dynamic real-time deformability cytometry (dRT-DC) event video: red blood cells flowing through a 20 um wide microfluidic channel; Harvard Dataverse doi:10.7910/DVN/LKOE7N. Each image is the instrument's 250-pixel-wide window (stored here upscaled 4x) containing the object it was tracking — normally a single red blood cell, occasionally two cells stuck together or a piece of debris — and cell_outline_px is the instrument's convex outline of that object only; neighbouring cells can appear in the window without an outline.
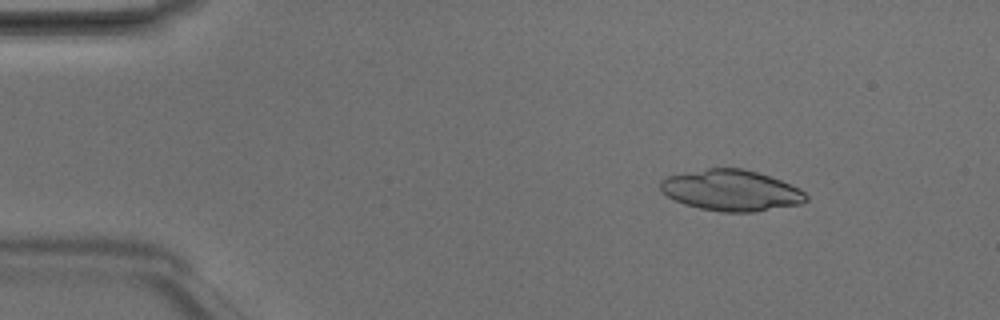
{"species": "Egyptian fruit bat (a non-hibernating species)", "species_latin": "Rousettus aegyptiacus", "temperature_condition": "room temperature", "stored_images_in_passage": 3, "camera_frame_rate_fps": 3000, "um_per_image_px": 0.085, "animal": {"sex": "male"}, "frame": {"image": 1, "passage_image": 1, "time_ms": 0.0, "image_size_px": [1000, 320], "cell_outline_px": [[808, 200], [800, 204], [752, 212], [724, 212], [700, 208], [684, 204], [668, 196], [660, 188], [660, 180], [668, 176], [684, 172], [708, 168], [744, 168], [780, 180], [800, 188], [808, 196]], "centroid_in_image_um": [62.16, 16.18], "position_along_channel_um": 22.8, "area_um2": 34.62}}